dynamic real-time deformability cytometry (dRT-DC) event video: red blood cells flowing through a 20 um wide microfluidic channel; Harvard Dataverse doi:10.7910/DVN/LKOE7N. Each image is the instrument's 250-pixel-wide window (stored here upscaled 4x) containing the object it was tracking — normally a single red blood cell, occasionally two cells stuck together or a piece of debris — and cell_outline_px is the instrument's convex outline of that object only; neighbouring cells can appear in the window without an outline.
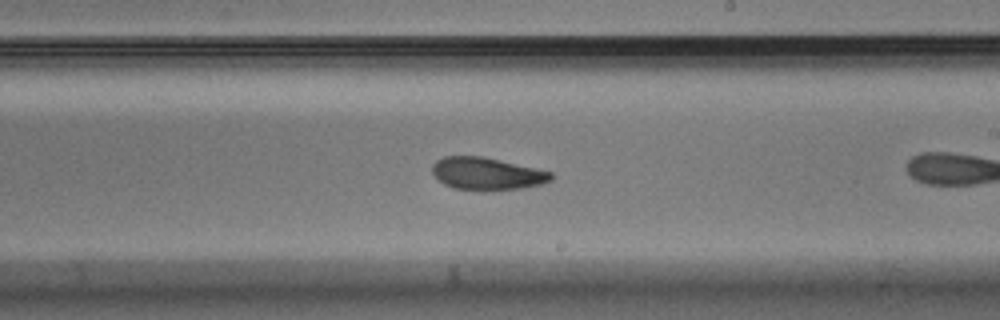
{"species": "Egyptian fruit bat (a non-hibernating species)", "species_latin": "Rousettus aegyptiacus", "temperature_condition": "warm", "stored_images_in_passage": 21, "camera_frame_rate_fps": 3000, "um_per_image_px": 0.085, "animal": {"sex": "male"}, "frame": {"image": 1, "passage_image": 12, "time_ms": 3.667, "image_size_px": [1000, 320], "cell_outline_px": [[552, 180], [544, 184], [524, 188], [484, 192], [480, 192], [452, 188], [444, 184], [432, 172], [432, 164], [436, 160], [444, 156], [484, 156], [536, 168], [552, 172]], "centroid_in_image_um": [41.4, 14.79], "position_along_channel_um": 247.6, "area_um2": 23.06}}
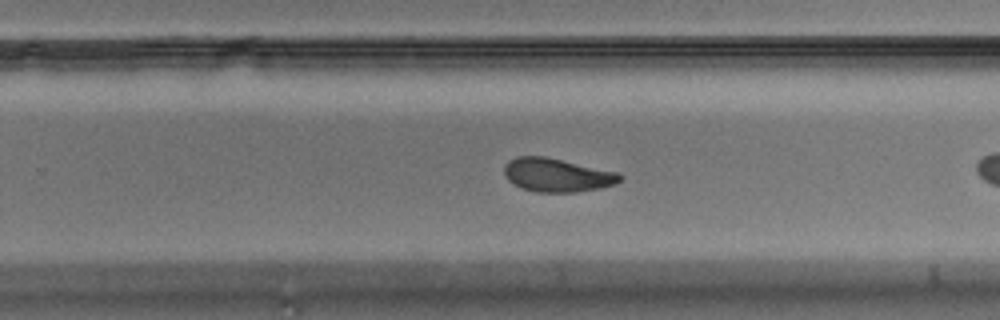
{"frame": {"image": 2, "passage_image": 15, "time_ms": 4.667, "image_size_px": [1000, 320], "cell_outline_px": [[624, 176], [616, 184], [600, 188], [576, 192], [536, 192], [524, 188], [508, 180], [504, 176], [504, 164], [508, 160], [516, 156], [544, 156], [620, 172]], "centroid_in_image_um": [47.37, 14.87], "position_along_channel_um": 282.4, "area_um2": 22.77}}
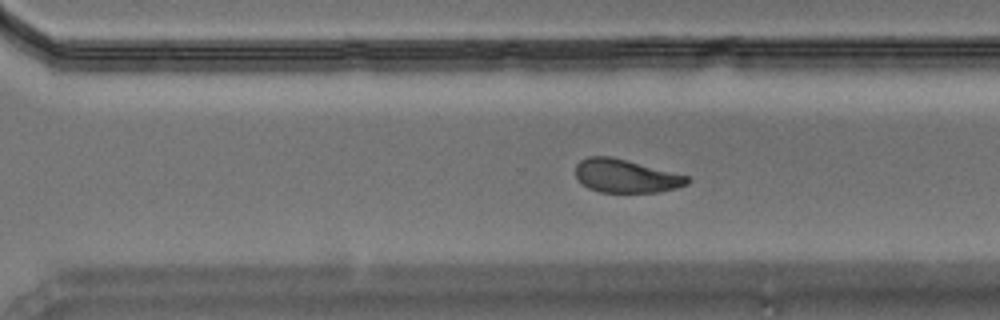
{"frame": {"image": 3, "passage_image": 18, "time_ms": 5.667, "image_size_px": [1000, 320], "cell_outline_px": [[692, 180], [688, 184], [676, 188], [656, 192], [600, 192], [588, 188], [576, 176], [576, 164], [580, 160], [588, 156], [612, 156], [688, 176]], "centroid_in_image_um": [53.2, 14.95], "position_along_channel_um": 317.4, "area_um2": 21.62}}